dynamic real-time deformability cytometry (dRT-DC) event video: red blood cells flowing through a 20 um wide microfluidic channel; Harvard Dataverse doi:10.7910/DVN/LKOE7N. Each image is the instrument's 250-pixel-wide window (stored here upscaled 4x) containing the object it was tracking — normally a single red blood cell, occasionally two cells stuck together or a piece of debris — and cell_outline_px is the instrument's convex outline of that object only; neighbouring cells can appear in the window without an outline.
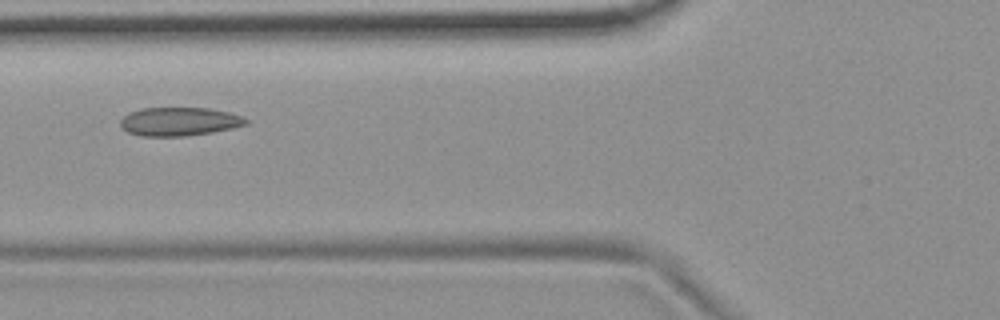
{"species": "common noctule bat (a hibernating species)", "species_latin": "Nyctalus noctula", "temperature_condition": "room temperature", "stored_images_in_passage": 7, "camera_frame_rate_fps": 3000, "um_per_image_px": 0.085, "animal": {"sex": "female", "body_mass_g": 19.9}, "frame": {"image": 1, "passage_image": 5, "time_ms": 1.333, "image_size_px": [1000, 320], "cell_outline_px": [[248, 124], [232, 128], [212, 132], [184, 136], [140, 136], [128, 132], [120, 128], [120, 120], [128, 112], [140, 108], [208, 108], [232, 112], [244, 116], [248, 120]], "centroid_in_image_um": [15.24, 10.32], "position_along_channel_um": 110.6, "area_um2": 21.15}}
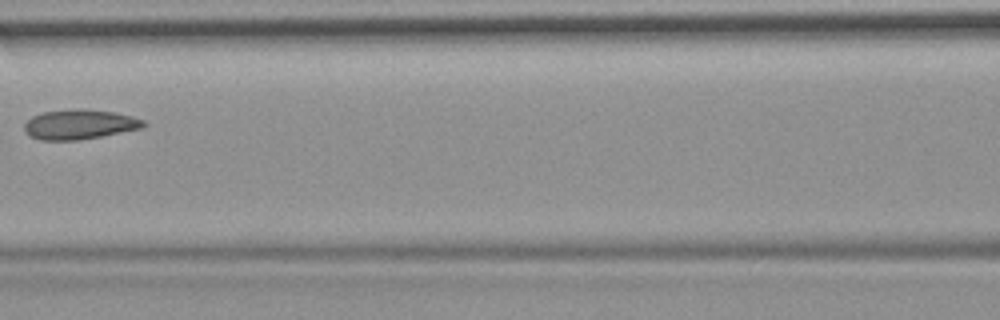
{"frame": {"image": 2, "passage_image": 6, "time_ms": 1.667, "image_size_px": [1000, 320], "cell_outline_px": [[148, 124], [140, 128], [100, 136], [76, 140], [40, 140], [28, 136], [24, 132], [24, 124], [32, 116], [44, 112], [72, 108], [84, 108], [112, 112], [132, 116], [144, 120]], "centroid_in_image_um": [6.71, 10.56], "position_along_channel_um": 159.9, "area_um2": 20.69}}